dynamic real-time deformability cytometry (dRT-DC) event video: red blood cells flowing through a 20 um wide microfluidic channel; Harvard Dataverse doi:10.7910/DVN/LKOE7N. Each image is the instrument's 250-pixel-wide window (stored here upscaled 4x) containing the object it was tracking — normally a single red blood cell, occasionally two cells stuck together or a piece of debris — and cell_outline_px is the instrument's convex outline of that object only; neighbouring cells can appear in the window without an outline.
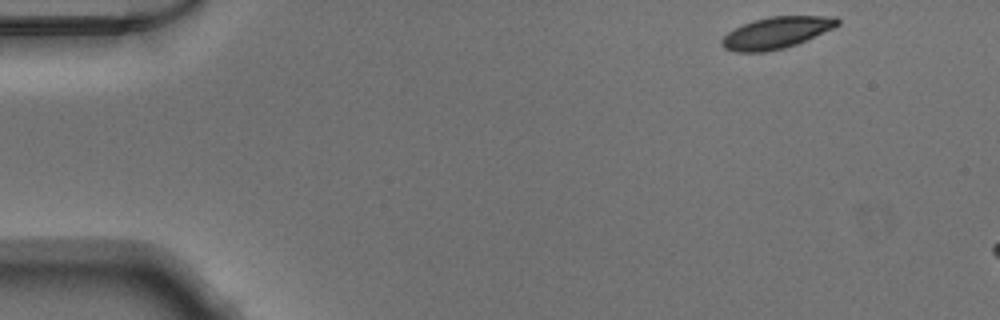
{"species": "Egyptian fruit bat (a non-hibernating species)", "species_latin": "Rousettus aegyptiacus", "temperature_condition": "warm", "stored_images_in_passage": 7, "camera_frame_rate_fps": 3000, "um_per_image_px": 0.085, "animal": {"sex": "male"}, "frame": {"image": 1, "passage_image": 1, "time_ms": 0.0, "image_size_px": [1000, 320], "cell_outline_px": [[840, 24], [832, 28], [796, 44], [784, 48], [764, 52], [736, 52], [724, 48], [720, 44], [720, 40], [728, 32], [744, 24], [768, 16], [836, 16], [840, 20]], "centroid_in_image_um": [65.98, 2.78], "position_along_channel_um": 19.0, "area_um2": 21.1}}